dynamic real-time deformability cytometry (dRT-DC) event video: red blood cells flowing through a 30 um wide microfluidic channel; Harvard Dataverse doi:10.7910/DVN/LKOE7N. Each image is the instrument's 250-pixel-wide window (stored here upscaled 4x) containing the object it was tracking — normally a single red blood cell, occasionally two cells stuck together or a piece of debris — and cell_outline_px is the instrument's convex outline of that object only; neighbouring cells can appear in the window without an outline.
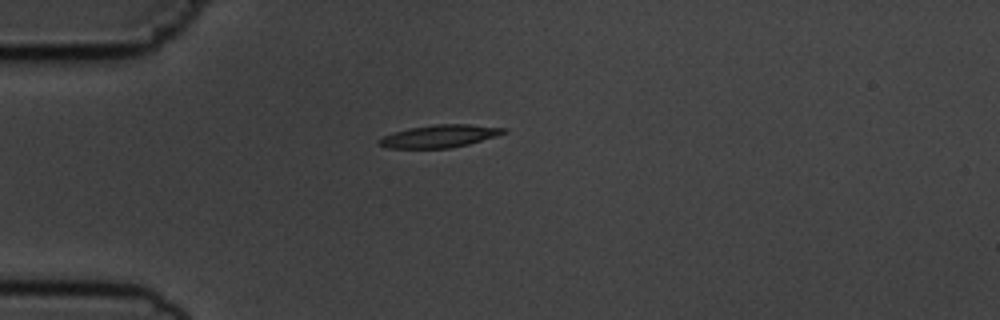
{"species": "common noctule bat (a hibernating species)", "species_latin": "Nyctalus noctula", "temperature_condition": "cold", "stored_images_in_passage": 1, "camera_frame_rate_fps": 3000, "um_per_image_px": 0.085, "animal": {"sex": "male", "body_mass_g": 19.5, "forearm_length_mm": 54.6}, "frame": {"image": 1, "passage_image": 1, "time_ms": 0.0, "image_size_px": [1000, 320], "cell_outline_px": [[508, 132], [496, 136], [468, 144], [448, 148], [388, 148], [376, 144], [376, 140], [392, 132], [408, 128], [436, 124], [468, 124], [508, 128]], "centroid_in_image_um": [37.34, 11.57], "position_along_channel_um": 47.7, "area_um2": 16.53}}